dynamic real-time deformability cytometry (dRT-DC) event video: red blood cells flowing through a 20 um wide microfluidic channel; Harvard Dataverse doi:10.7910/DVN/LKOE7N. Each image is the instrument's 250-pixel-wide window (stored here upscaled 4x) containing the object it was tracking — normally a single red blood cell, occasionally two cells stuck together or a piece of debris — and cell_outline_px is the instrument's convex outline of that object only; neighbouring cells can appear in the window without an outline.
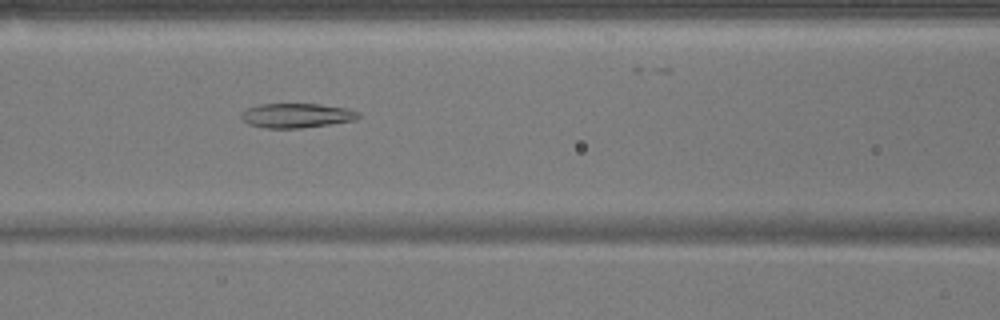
{"species": "common noctule bat (a hibernating species)", "species_latin": "Nyctalus noctula", "temperature_condition": "warm", "stored_images_in_passage": 51, "camera_frame_rate_fps": 3000, "um_per_image_px": 0.085, "animal": {"sex": "male", "body_mass_g": 17.9}, "frame": {"image": 1, "passage_image": 21, "time_ms": 6.667, "image_size_px": [1000, 320], "cell_outline_px": [[360, 116], [356, 120], [300, 128], [264, 128], [248, 124], [240, 116], [240, 112], [248, 108], [260, 104], [320, 104], [344, 108], [360, 112]], "centroid_in_image_um": [25.19, 9.82], "position_along_channel_um": 141.4, "area_um2": 16.65}}
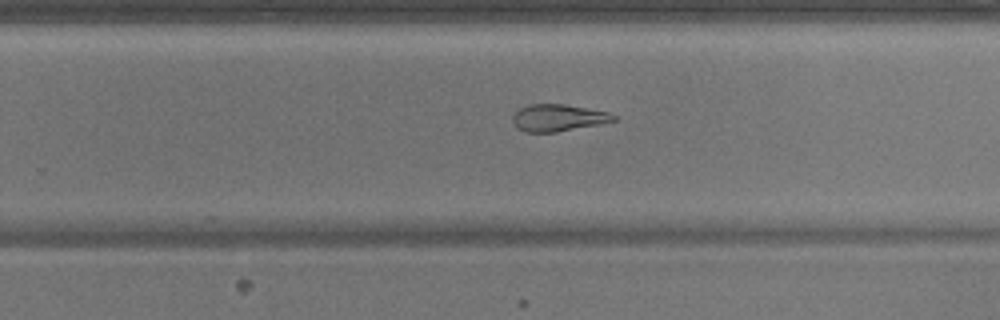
{"frame": {"image": 2, "passage_image": 32, "time_ms": 10.333, "image_size_px": [1000, 320], "cell_outline_px": [[616, 120], [600, 124], [556, 132], [524, 132], [516, 128], [512, 120], [512, 116], [520, 108], [528, 104], [564, 104], [588, 108], [608, 112], [616, 116]], "centroid_in_image_um": [47.41, 10.01], "position_along_channel_um": 282.4, "area_um2": 15.9}}
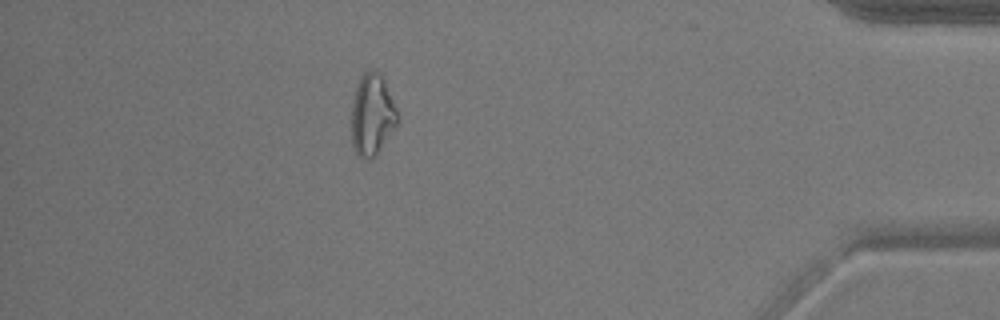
{"frame": {"image": 3, "passage_image": 45, "time_ms": 14.667, "image_size_px": [1000, 320], "cell_outline_px": [[400, 120], [376, 156], [372, 160], [368, 160], [360, 156], [356, 152], [352, 144], [352, 104], [356, 84], [360, 76], [368, 68], [372, 68], [384, 80], [396, 108]], "centroid_in_image_um": [31.63, 9.76], "position_along_channel_um": 403.6, "area_um2": 21.96}, "authors_computed_cell_mechanics": {"area_um2": 20.7502, "velocity_mm_per_s": 3.8484, "shape_relaxation_time_tau1_ms": null, "shape_relaxation_time_tau2_ms": 7.6827, "deformation_change_tau1": null, "deformation_change_tau2": 0.1591}}